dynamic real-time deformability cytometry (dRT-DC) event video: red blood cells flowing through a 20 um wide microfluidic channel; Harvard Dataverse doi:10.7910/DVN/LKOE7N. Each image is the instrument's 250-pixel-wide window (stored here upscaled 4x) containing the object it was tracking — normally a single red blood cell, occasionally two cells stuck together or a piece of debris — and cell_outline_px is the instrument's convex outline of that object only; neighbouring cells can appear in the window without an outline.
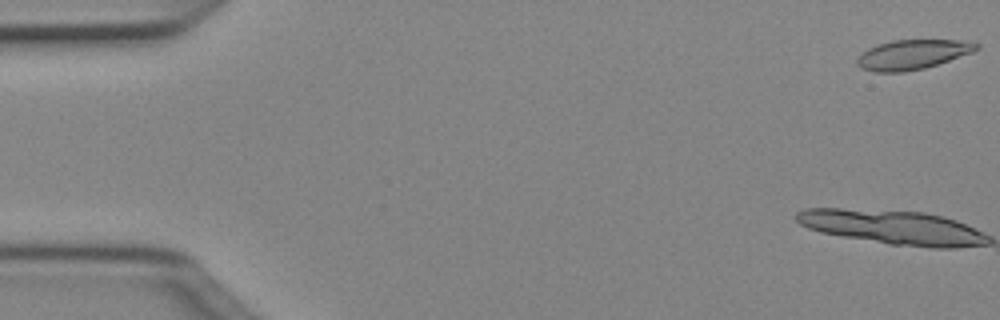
{"species": "Egyptian fruit bat (a non-hibernating species)", "species_latin": "Rousettus aegyptiacus", "temperature_condition": "cold", "stored_images_in_passage": 12, "camera_frame_rate_fps": 3000, "um_per_image_px": 0.085, "animal": {"sex": "female"}, "frame": {"image": 1, "passage_image": 1, "time_ms": 0.0, "image_size_px": [1000, 320], "cell_outline_px": [[980, 48], [972, 52], [924, 68], [904, 72], [872, 72], [860, 68], [856, 64], [856, 60], [868, 48], [892, 40], [960, 40], [980, 44]], "centroid_in_image_um": [77.54, 4.64], "position_along_channel_um": 7.5, "area_um2": 20.4}}